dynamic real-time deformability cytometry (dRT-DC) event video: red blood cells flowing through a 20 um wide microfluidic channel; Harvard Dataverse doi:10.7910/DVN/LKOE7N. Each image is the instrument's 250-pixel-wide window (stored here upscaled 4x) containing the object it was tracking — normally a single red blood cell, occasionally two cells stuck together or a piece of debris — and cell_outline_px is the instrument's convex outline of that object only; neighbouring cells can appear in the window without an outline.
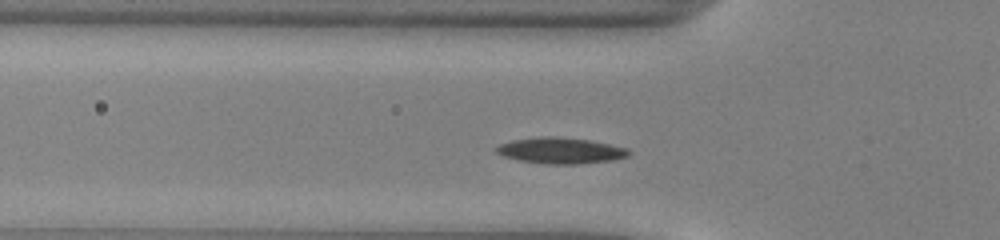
{"species": "common noctule bat (a hibernating species)", "species_latin": "Nyctalus noctula", "temperature_condition": "warm", "stored_images_in_passage": 42, "camera_frame_rate_fps": 3000, "um_per_image_px": 0.085, "animal": {"sex": "male", "body_mass_g": 13.0, "forearm_length_mm": 53.1}, "frame": {"image": 1, "passage_image": 7, "time_ms": 2.0, "image_size_px": [1000, 240], "cell_outline_px": [[632, 152], [628, 156], [612, 160], [580, 164], [544, 164], [520, 160], [504, 156], [496, 152], [492, 148], [500, 144], [512, 140], [540, 136], [556, 136], [588, 140], [628, 148]], "centroid_in_image_um": [47.63, 12.8], "position_along_channel_um": 78.2, "area_um2": 20.17}}
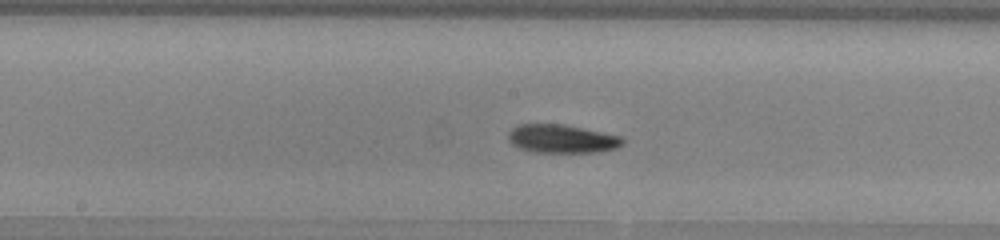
{"frame": {"image": 2, "passage_image": 16, "time_ms": 5.0, "image_size_px": [1000, 240], "cell_outline_px": [[624, 144], [616, 148], [600, 152], [532, 152], [520, 148], [512, 144], [508, 140], [508, 132], [516, 124], [564, 124], [584, 128], [620, 136], [624, 140]], "centroid_in_image_um": [47.74, 11.79], "position_along_channel_um": 200.5, "area_um2": 19.07}}
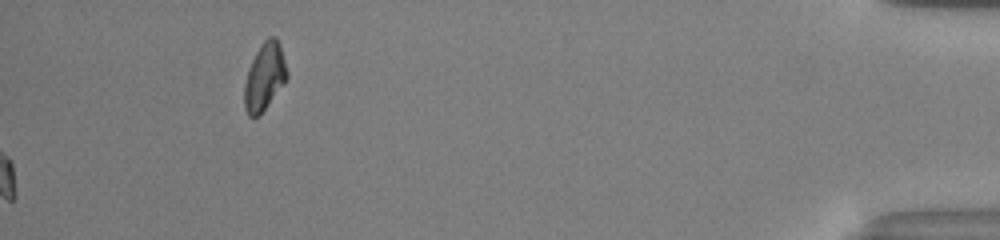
{"frame": {"image": 3, "passage_image": 42, "time_ms": 13.667, "image_size_px": [1000, 240], "cell_outline_px": [[288, 76], [260, 116], [248, 116], [244, 108], [244, 84], [248, 68], [256, 52], [264, 40], [268, 36], [276, 36], [280, 44], [288, 72]], "centroid_in_image_um": [22.47, 6.51], "position_along_channel_um": 412.7, "area_um2": 16.7}, "authors_computed_cell_mechanics": {"area_um2": 18.2359, "velocity_mm_per_s": 4.0769, "shape_relaxation_time_tau1_ms": 3.3453, "shape_relaxation_time_tau2_ms": 10.9512, "deformation_change_tau1": 0.0982, "deformation_change_tau2": 0.2129}}